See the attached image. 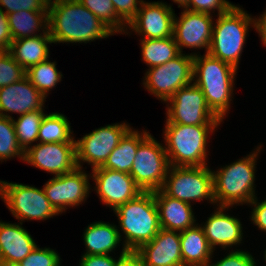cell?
Wrapping results in <instances>:
<instances>
[{"mask_svg": "<svg viewBox=\"0 0 266 266\" xmlns=\"http://www.w3.org/2000/svg\"><path fill=\"white\" fill-rule=\"evenodd\" d=\"M49 0H0L6 14L17 11H48Z\"/></svg>", "mask_w": 266, "mask_h": 266, "instance_id": "cell-37", "label": "cell"}, {"mask_svg": "<svg viewBox=\"0 0 266 266\" xmlns=\"http://www.w3.org/2000/svg\"><path fill=\"white\" fill-rule=\"evenodd\" d=\"M134 253L144 266H184L180 232L161 228L150 242L143 244Z\"/></svg>", "mask_w": 266, "mask_h": 266, "instance_id": "cell-18", "label": "cell"}, {"mask_svg": "<svg viewBox=\"0 0 266 266\" xmlns=\"http://www.w3.org/2000/svg\"><path fill=\"white\" fill-rule=\"evenodd\" d=\"M130 129L108 156L102 168L130 174L139 143L148 135Z\"/></svg>", "mask_w": 266, "mask_h": 266, "instance_id": "cell-26", "label": "cell"}, {"mask_svg": "<svg viewBox=\"0 0 266 266\" xmlns=\"http://www.w3.org/2000/svg\"><path fill=\"white\" fill-rule=\"evenodd\" d=\"M142 60L154 67L163 65L180 54L174 37L164 39H141Z\"/></svg>", "mask_w": 266, "mask_h": 266, "instance_id": "cell-28", "label": "cell"}, {"mask_svg": "<svg viewBox=\"0 0 266 266\" xmlns=\"http://www.w3.org/2000/svg\"><path fill=\"white\" fill-rule=\"evenodd\" d=\"M11 213L17 219L45 220L58 215L43 189L29 185L1 181V195Z\"/></svg>", "mask_w": 266, "mask_h": 266, "instance_id": "cell-11", "label": "cell"}, {"mask_svg": "<svg viewBox=\"0 0 266 266\" xmlns=\"http://www.w3.org/2000/svg\"><path fill=\"white\" fill-rule=\"evenodd\" d=\"M8 24L12 40L38 36L35 31L48 30V11L21 10L13 12L8 14Z\"/></svg>", "mask_w": 266, "mask_h": 266, "instance_id": "cell-27", "label": "cell"}, {"mask_svg": "<svg viewBox=\"0 0 266 266\" xmlns=\"http://www.w3.org/2000/svg\"><path fill=\"white\" fill-rule=\"evenodd\" d=\"M130 129L131 127L125 123H116L95 129L82 139L75 140L77 167H82L80 161L88 162L92 165V169L102 167L110 153Z\"/></svg>", "mask_w": 266, "mask_h": 266, "instance_id": "cell-12", "label": "cell"}, {"mask_svg": "<svg viewBox=\"0 0 266 266\" xmlns=\"http://www.w3.org/2000/svg\"><path fill=\"white\" fill-rule=\"evenodd\" d=\"M218 125H183L166 123L165 151L170 166H206L209 132Z\"/></svg>", "mask_w": 266, "mask_h": 266, "instance_id": "cell-4", "label": "cell"}, {"mask_svg": "<svg viewBox=\"0 0 266 266\" xmlns=\"http://www.w3.org/2000/svg\"><path fill=\"white\" fill-rule=\"evenodd\" d=\"M88 175L82 168L76 167L73 171L55 176L43 187L45 195L53 208L62 213L67 206L81 204L89 194Z\"/></svg>", "mask_w": 266, "mask_h": 266, "instance_id": "cell-13", "label": "cell"}, {"mask_svg": "<svg viewBox=\"0 0 266 266\" xmlns=\"http://www.w3.org/2000/svg\"><path fill=\"white\" fill-rule=\"evenodd\" d=\"M175 3H178V7H183V8H185L187 5H188V3H189V0H173Z\"/></svg>", "mask_w": 266, "mask_h": 266, "instance_id": "cell-45", "label": "cell"}, {"mask_svg": "<svg viewBox=\"0 0 266 266\" xmlns=\"http://www.w3.org/2000/svg\"><path fill=\"white\" fill-rule=\"evenodd\" d=\"M26 77L46 98L49 89L61 81L62 74L56 69L55 62L44 60L26 70Z\"/></svg>", "mask_w": 266, "mask_h": 266, "instance_id": "cell-30", "label": "cell"}, {"mask_svg": "<svg viewBox=\"0 0 266 266\" xmlns=\"http://www.w3.org/2000/svg\"><path fill=\"white\" fill-rule=\"evenodd\" d=\"M260 147L233 164L213 174L214 199L219 206L230 207L234 204L250 203L255 198V162ZM258 151V152H257Z\"/></svg>", "mask_w": 266, "mask_h": 266, "instance_id": "cell-5", "label": "cell"}, {"mask_svg": "<svg viewBox=\"0 0 266 266\" xmlns=\"http://www.w3.org/2000/svg\"><path fill=\"white\" fill-rule=\"evenodd\" d=\"M249 204L254 205L251 220L259 229L266 231V200L258 203L254 198Z\"/></svg>", "mask_w": 266, "mask_h": 266, "instance_id": "cell-42", "label": "cell"}, {"mask_svg": "<svg viewBox=\"0 0 266 266\" xmlns=\"http://www.w3.org/2000/svg\"><path fill=\"white\" fill-rule=\"evenodd\" d=\"M226 208L229 207L219 206L218 211L208 217L206 224L202 227L212 249L215 245L226 248L242 241V224L239 219L223 213Z\"/></svg>", "mask_w": 266, "mask_h": 266, "instance_id": "cell-21", "label": "cell"}, {"mask_svg": "<svg viewBox=\"0 0 266 266\" xmlns=\"http://www.w3.org/2000/svg\"><path fill=\"white\" fill-rule=\"evenodd\" d=\"M170 165L163 147L151 134L140 143L130 175L143 192L160 190Z\"/></svg>", "mask_w": 266, "mask_h": 266, "instance_id": "cell-8", "label": "cell"}, {"mask_svg": "<svg viewBox=\"0 0 266 266\" xmlns=\"http://www.w3.org/2000/svg\"><path fill=\"white\" fill-rule=\"evenodd\" d=\"M193 60L194 54L180 53L163 65L151 67L145 74L143 83L145 88L166 102L180 88L194 81Z\"/></svg>", "mask_w": 266, "mask_h": 266, "instance_id": "cell-10", "label": "cell"}, {"mask_svg": "<svg viewBox=\"0 0 266 266\" xmlns=\"http://www.w3.org/2000/svg\"><path fill=\"white\" fill-rule=\"evenodd\" d=\"M153 193L162 229L182 232L196 225L190 203L172 198L161 189Z\"/></svg>", "mask_w": 266, "mask_h": 266, "instance_id": "cell-20", "label": "cell"}, {"mask_svg": "<svg viewBox=\"0 0 266 266\" xmlns=\"http://www.w3.org/2000/svg\"><path fill=\"white\" fill-rule=\"evenodd\" d=\"M166 123L183 125H220L222 120L209 108L202 90L194 83L180 88L166 102Z\"/></svg>", "mask_w": 266, "mask_h": 266, "instance_id": "cell-9", "label": "cell"}, {"mask_svg": "<svg viewBox=\"0 0 266 266\" xmlns=\"http://www.w3.org/2000/svg\"><path fill=\"white\" fill-rule=\"evenodd\" d=\"M125 234L123 246L135 252L150 242L161 229L153 192H142L114 210Z\"/></svg>", "mask_w": 266, "mask_h": 266, "instance_id": "cell-3", "label": "cell"}, {"mask_svg": "<svg viewBox=\"0 0 266 266\" xmlns=\"http://www.w3.org/2000/svg\"><path fill=\"white\" fill-rule=\"evenodd\" d=\"M0 266H20L19 263H11L6 261H0Z\"/></svg>", "mask_w": 266, "mask_h": 266, "instance_id": "cell-46", "label": "cell"}, {"mask_svg": "<svg viewBox=\"0 0 266 266\" xmlns=\"http://www.w3.org/2000/svg\"><path fill=\"white\" fill-rule=\"evenodd\" d=\"M44 100L45 97L41 92L25 77L19 82L0 88V116L12 118L5 112L23 115L36 110H44L42 108Z\"/></svg>", "mask_w": 266, "mask_h": 266, "instance_id": "cell-19", "label": "cell"}, {"mask_svg": "<svg viewBox=\"0 0 266 266\" xmlns=\"http://www.w3.org/2000/svg\"><path fill=\"white\" fill-rule=\"evenodd\" d=\"M45 115L43 110H36L20 115L17 121L13 119L17 141L24 152L28 145L38 141L39 128Z\"/></svg>", "mask_w": 266, "mask_h": 266, "instance_id": "cell-31", "label": "cell"}, {"mask_svg": "<svg viewBox=\"0 0 266 266\" xmlns=\"http://www.w3.org/2000/svg\"><path fill=\"white\" fill-rule=\"evenodd\" d=\"M25 162L59 176L76 167L75 143H39L24 152Z\"/></svg>", "mask_w": 266, "mask_h": 266, "instance_id": "cell-14", "label": "cell"}, {"mask_svg": "<svg viewBox=\"0 0 266 266\" xmlns=\"http://www.w3.org/2000/svg\"><path fill=\"white\" fill-rule=\"evenodd\" d=\"M48 31L53 43H87L114 34L78 0H49Z\"/></svg>", "mask_w": 266, "mask_h": 266, "instance_id": "cell-1", "label": "cell"}, {"mask_svg": "<svg viewBox=\"0 0 266 266\" xmlns=\"http://www.w3.org/2000/svg\"><path fill=\"white\" fill-rule=\"evenodd\" d=\"M67 117L60 113L46 114L41 122L40 143H75Z\"/></svg>", "mask_w": 266, "mask_h": 266, "instance_id": "cell-29", "label": "cell"}, {"mask_svg": "<svg viewBox=\"0 0 266 266\" xmlns=\"http://www.w3.org/2000/svg\"><path fill=\"white\" fill-rule=\"evenodd\" d=\"M26 77V70L7 52L0 53V88L19 82Z\"/></svg>", "mask_w": 266, "mask_h": 266, "instance_id": "cell-34", "label": "cell"}, {"mask_svg": "<svg viewBox=\"0 0 266 266\" xmlns=\"http://www.w3.org/2000/svg\"><path fill=\"white\" fill-rule=\"evenodd\" d=\"M233 6L226 0H189L184 9L207 14H211V10L218 9V15H221L227 13Z\"/></svg>", "mask_w": 266, "mask_h": 266, "instance_id": "cell-36", "label": "cell"}, {"mask_svg": "<svg viewBox=\"0 0 266 266\" xmlns=\"http://www.w3.org/2000/svg\"><path fill=\"white\" fill-rule=\"evenodd\" d=\"M87 251L84 255H109L121 241L116 225L105 222L90 224L83 236Z\"/></svg>", "mask_w": 266, "mask_h": 266, "instance_id": "cell-25", "label": "cell"}, {"mask_svg": "<svg viewBox=\"0 0 266 266\" xmlns=\"http://www.w3.org/2000/svg\"><path fill=\"white\" fill-rule=\"evenodd\" d=\"M253 256L246 251H233L222 260L209 266H256Z\"/></svg>", "mask_w": 266, "mask_h": 266, "instance_id": "cell-38", "label": "cell"}, {"mask_svg": "<svg viewBox=\"0 0 266 266\" xmlns=\"http://www.w3.org/2000/svg\"><path fill=\"white\" fill-rule=\"evenodd\" d=\"M181 255L184 266H209L213 249L202 226H193L180 232Z\"/></svg>", "mask_w": 266, "mask_h": 266, "instance_id": "cell-24", "label": "cell"}, {"mask_svg": "<svg viewBox=\"0 0 266 266\" xmlns=\"http://www.w3.org/2000/svg\"><path fill=\"white\" fill-rule=\"evenodd\" d=\"M19 264L20 266H60V257L55 250L36 247Z\"/></svg>", "mask_w": 266, "mask_h": 266, "instance_id": "cell-35", "label": "cell"}, {"mask_svg": "<svg viewBox=\"0 0 266 266\" xmlns=\"http://www.w3.org/2000/svg\"><path fill=\"white\" fill-rule=\"evenodd\" d=\"M36 247L33 238L23 227L0 222V261L20 263Z\"/></svg>", "mask_w": 266, "mask_h": 266, "instance_id": "cell-22", "label": "cell"}, {"mask_svg": "<svg viewBox=\"0 0 266 266\" xmlns=\"http://www.w3.org/2000/svg\"><path fill=\"white\" fill-rule=\"evenodd\" d=\"M250 24L254 19L238 6L218 15L208 53L238 69Z\"/></svg>", "mask_w": 266, "mask_h": 266, "instance_id": "cell-6", "label": "cell"}, {"mask_svg": "<svg viewBox=\"0 0 266 266\" xmlns=\"http://www.w3.org/2000/svg\"><path fill=\"white\" fill-rule=\"evenodd\" d=\"M171 172V173H170ZM161 190L168 196L190 203L214 199L213 174L208 166H170Z\"/></svg>", "mask_w": 266, "mask_h": 266, "instance_id": "cell-7", "label": "cell"}, {"mask_svg": "<svg viewBox=\"0 0 266 266\" xmlns=\"http://www.w3.org/2000/svg\"><path fill=\"white\" fill-rule=\"evenodd\" d=\"M128 253L127 249L123 247L117 261L110 255H83L80 266H117L118 262Z\"/></svg>", "mask_w": 266, "mask_h": 266, "instance_id": "cell-40", "label": "cell"}, {"mask_svg": "<svg viewBox=\"0 0 266 266\" xmlns=\"http://www.w3.org/2000/svg\"><path fill=\"white\" fill-rule=\"evenodd\" d=\"M117 266H144V265L142 260L134 252H129L118 262Z\"/></svg>", "mask_w": 266, "mask_h": 266, "instance_id": "cell-43", "label": "cell"}, {"mask_svg": "<svg viewBox=\"0 0 266 266\" xmlns=\"http://www.w3.org/2000/svg\"><path fill=\"white\" fill-rule=\"evenodd\" d=\"M16 155L24 160V151L18 144L13 118L0 116V160Z\"/></svg>", "mask_w": 266, "mask_h": 266, "instance_id": "cell-33", "label": "cell"}, {"mask_svg": "<svg viewBox=\"0 0 266 266\" xmlns=\"http://www.w3.org/2000/svg\"><path fill=\"white\" fill-rule=\"evenodd\" d=\"M114 33H122L126 23L116 14L112 0H78Z\"/></svg>", "mask_w": 266, "mask_h": 266, "instance_id": "cell-32", "label": "cell"}, {"mask_svg": "<svg viewBox=\"0 0 266 266\" xmlns=\"http://www.w3.org/2000/svg\"><path fill=\"white\" fill-rule=\"evenodd\" d=\"M211 14L192 12L184 9L178 20L174 17L173 37L180 53L182 47L210 49L213 33Z\"/></svg>", "mask_w": 266, "mask_h": 266, "instance_id": "cell-16", "label": "cell"}, {"mask_svg": "<svg viewBox=\"0 0 266 266\" xmlns=\"http://www.w3.org/2000/svg\"><path fill=\"white\" fill-rule=\"evenodd\" d=\"M143 0H112V4L116 10V14L128 24L137 14L140 7H137L138 3L141 4Z\"/></svg>", "mask_w": 266, "mask_h": 266, "instance_id": "cell-39", "label": "cell"}, {"mask_svg": "<svg viewBox=\"0 0 266 266\" xmlns=\"http://www.w3.org/2000/svg\"><path fill=\"white\" fill-rule=\"evenodd\" d=\"M237 69L222 60L206 53L203 57L194 54L193 82L198 86L209 108L223 121L233 92Z\"/></svg>", "mask_w": 266, "mask_h": 266, "instance_id": "cell-2", "label": "cell"}, {"mask_svg": "<svg viewBox=\"0 0 266 266\" xmlns=\"http://www.w3.org/2000/svg\"><path fill=\"white\" fill-rule=\"evenodd\" d=\"M92 171L91 177L96 182V192L102 202L111 206L113 211L143 192L128 173L102 167Z\"/></svg>", "mask_w": 266, "mask_h": 266, "instance_id": "cell-15", "label": "cell"}, {"mask_svg": "<svg viewBox=\"0 0 266 266\" xmlns=\"http://www.w3.org/2000/svg\"><path fill=\"white\" fill-rule=\"evenodd\" d=\"M3 11L2 7H0V53L7 52L13 41L8 24V15Z\"/></svg>", "mask_w": 266, "mask_h": 266, "instance_id": "cell-41", "label": "cell"}, {"mask_svg": "<svg viewBox=\"0 0 266 266\" xmlns=\"http://www.w3.org/2000/svg\"><path fill=\"white\" fill-rule=\"evenodd\" d=\"M53 43L49 31H43L38 36L13 40L8 52L25 70L49 58L47 44Z\"/></svg>", "mask_w": 266, "mask_h": 266, "instance_id": "cell-23", "label": "cell"}, {"mask_svg": "<svg viewBox=\"0 0 266 266\" xmlns=\"http://www.w3.org/2000/svg\"><path fill=\"white\" fill-rule=\"evenodd\" d=\"M136 16L127 24L142 39L173 37L175 14L171 6L162 2H142Z\"/></svg>", "mask_w": 266, "mask_h": 266, "instance_id": "cell-17", "label": "cell"}, {"mask_svg": "<svg viewBox=\"0 0 266 266\" xmlns=\"http://www.w3.org/2000/svg\"><path fill=\"white\" fill-rule=\"evenodd\" d=\"M260 34L262 42L266 45V10L262 17L260 16L258 19H254V27Z\"/></svg>", "mask_w": 266, "mask_h": 266, "instance_id": "cell-44", "label": "cell"}]
</instances>
